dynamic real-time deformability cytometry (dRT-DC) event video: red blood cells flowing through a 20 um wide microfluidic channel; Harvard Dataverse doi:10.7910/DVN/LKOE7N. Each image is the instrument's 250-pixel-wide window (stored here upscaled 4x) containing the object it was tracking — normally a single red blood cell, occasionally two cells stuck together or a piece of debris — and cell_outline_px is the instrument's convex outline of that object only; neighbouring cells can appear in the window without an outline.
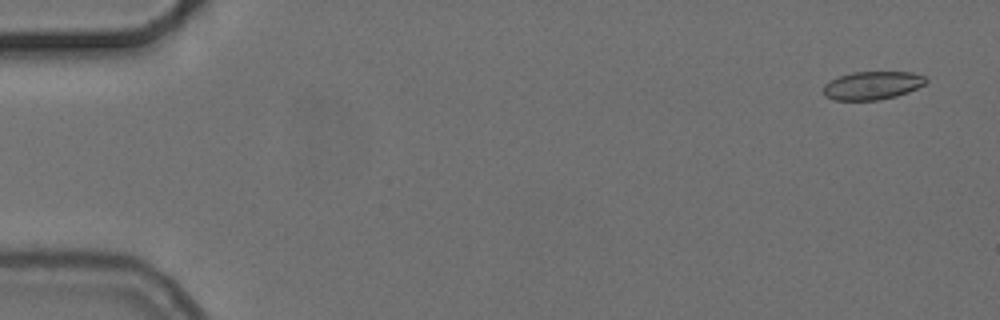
{"species": "common noctule bat (a hibernating species)", "species_latin": "Nyctalus noctula", "temperature_condition": "cold", "stored_images_in_passage": 55, "camera_frame_rate_fps": 3000, "um_per_image_px": 0.085, "animal": {"sex": "female", "body_mass_g": 24.6, "forearm_length_mm": 56.2}, "frame": {"image": 1, "passage_image": 2, "time_ms": 0.333, "image_size_px": [1000, 320], "cell_outline_px": [[928, 80], [924, 84], [908, 92], [896, 96], [876, 100], [836, 100], [824, 96], [824, 84], [840, 76], [852, 72], [912, 72], [924, 76]], "centroid_in_image_um": [74.15, 7.26], "position_along_channel_um": 10.9, "area_um2": 16.7}}
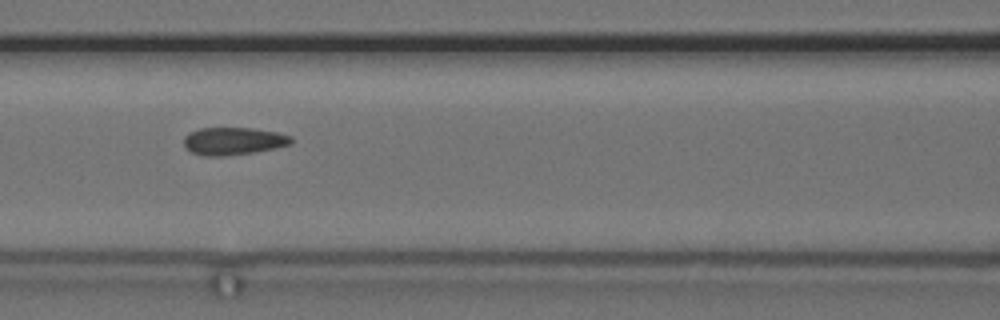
{"frame": {"image": 2, "passage_image": 24, "time_ms": 7.667, "image_size_px": [1000, 320], "cell_outline_px": [[292, 144], [276, 148], [252, 152], [224, 156], [204, 156], [192, 152], [184, 144], [184, 136], [188, 132], [200, 128], [252, 128], [276, 132], [292, 136]], "centroid_in_image_um": [19.84, 11.98], "position_along_channel_um": 146.8, "area_um2": 17.22}}
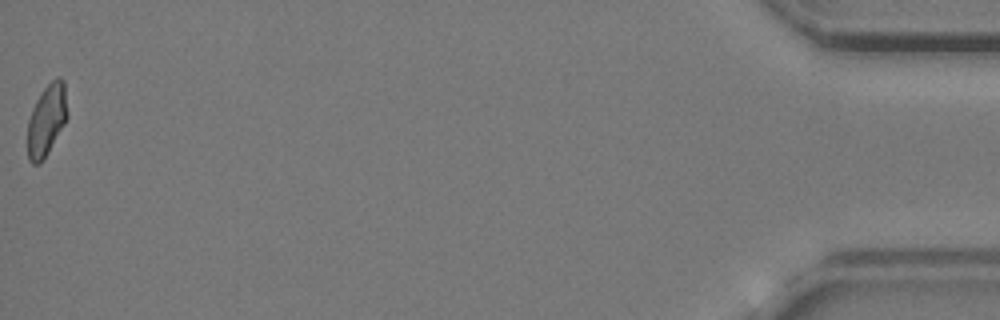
{"frame": {"image": 3, "passage_image": 55, "time_ms": 18.0, "image_size_px": [1000, 320], "cell_outline_px": [[68, 116], [64, 124], [44, 160], [40, 164], [32, 164], [28, 160], [28, 120], [32, 108], [40, 92], [56, 76], [60, 76], [64, 80], [68, 112]], "centroid_in_image_um": [3.97, 10.19], "position_along_channel_um": 431.2, "area_um2": 16.82}, "authors_computed_cell_mechanics": {"area_um2": 17.3978, "velocity_mm_per_s": 3.7083, "shape_relaxation_time_tau1_ms": null, "shape_relaxation_time_tau2_ms": 1.5493, "deformation_change_tau1": null, "deformation_change_tau2": 0.0652}}